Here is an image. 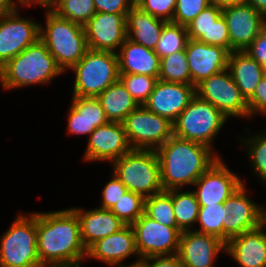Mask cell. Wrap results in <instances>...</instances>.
I'll return each instance as SVG.
<instances>
[{"instance_id": "obj_25", "label": "cell", "mask_w": 266, "mask_h": 267, "mask_svg": "<svg viewBox=\"0 0 266 267\" xmlns=\"http://www.w3.org/2000/svg\"><path fill=\"white\" fill-rule=\"evenodd\" d=\"M166 23L135 5L126 16L127 39L154 50Z\"/></svg>"}, {"instance_id": "obj_23", "label": "cell", "mask_w": 266, "mask_h": 267, "mask_svg": "<svg viewBox=\"0 0 266 267\" xmlns=\"http://www.w3.org/2000/svg\"><path fill=\"white\" fill-rule=\"evenodd\" d=\"M96 207V208H95ZM71 206L80 221L81 240L88 250L95 242L118 232L125 224L109 209Z\"/></svg>"}, {"instance_id": "obj_22", "label": "cell", "mask_w": 266, "mask_h": 267, "mask_svg": "<svg viewBox=\"0 0 266 267\" xmlns=\"http://www.w3.org/2000/svg\"><path fill=\"white\" fill-rule=\"evenodd\" d=\"M225 256L238 267H266V222L231 238Z\"/></svg>"}, {"instance_id": "obj_54", "label": "cell", "mask_w": 266, "mask_h": 267, "mask_svg": "<svg viewBox=\"0 0 266 267\" xmlns=\"http://www.w3.org/2000/svg\"><path fill=\"white\" fill-rule=\"evenodd\" d=\"M45 0H36V7H39Z\"/></svg>"}, {"instance_id": "obj_35", "label": "cell", "mask_w": 266, "mask_h": 267, "mask_svg": "<svg viewBox=\"0 0 266 267\" xmlns=\"http://www.w3.org/2000/svg\"><path fill=\"white\" fill-rule=\"evenodd\" d=\"M71 104L88 122V137L99 126L109 122L96 97H71Z\"/></svg>"}, {"instance_id": "obj_17", "label": "cell", "mask_w": 266, "mask_h": 267, "mask_svg": "<svg viewBox=\"0 0 266 267\" xmlns=\"http://www.w3.org/2000/svg\"><path fill=\"white\" fill-rule=\"evenodd\" d=\"M220 253L225 255L226 243L216 236L195 230L180 235L177 255L182 267H218Z\"/></svg>"}, {"instance_id": "obj_16", "label": "cell", "mask_w": 266, "mask_h": 267, "mask_svg": "<svg viewBox=\"0 0 266 267\" xmlns=\"http://www.w3.org/2000/svg\"><path fill=\"white\" fill-rule=\"evenodd\" d=\"M132 257L136 258L135 261H130L127 264L126 260L129 261ZM88 260L101 262L107 267H122L141 263L132 225H125L118 232L95 242L87 250L86 262Z\"/></svg>"}, {"instance_id": "obj_15", "label": "cell", "mask_w": 266, "mask_h": 267, "mask_svg": "<svg viewBox=\"0 0 266 267\" xmlns=\"http://www.w3.org/2000/svg\"><path fill=\"white\" fill-rule=\"evenodd\" d=\"M85 150L82 155L83 163H106L128 153L132 148L122 122H108L97 127L86 139Z\"/></svg>"}, {"instance_id": "obj_14", "label": "cell", "mask_w": 266, "mask_h": 267, "mask_svg": "<svg viewBox=\"0 0 266 267\" xmlns=\"http://www.w3.org/2000/svg\"><path fill=\"white\" fill-rule=\"evenodd\" d=\"M136 249L141 258L176 254L183 232L179 227H169L148 217L145 213L133 224Z\"/></svg>"}, {"instance_id": "obj_50", "label": "cell", "mask_w": 266, "mask_h": 267, "mask_svg": "<svg viewBox=\"0 0 266 267\" xmlns=\"http://www.w3.org/2000/svg\"><path fill=\"white\" fill-rule=\"evenodd\" d=\"M210 5L217 6L220 8H225L234 4H239L244 2V0H208Z\"/></svg>"}, {"instance_id": "obj_32", "label": "cell", "mask_w": 266, "mask_h": 267, "mask_svg": "<svg viewBox=\"0 0 266 267\" xmlns=\"http://www.w3.org/2000/svg\"><path fill=\"white\" fill-rule=\"evenodd\" d=\"M227 208L224 203L200 206L197 223L193 230L216 236L223 241V223Z\"/></svg>"}, {"instance_id": "obj_7", "label": "cell", "mask_w": 266, "mask_h": 267, "mask_svg": "<svg viewBox=\"0 0 266 267\" xmlns=\"http://www.w3.org/2000/svg\"><path fill=\"white\" fill-rule=\"evenodd\" d=\"M229 120L210 102L195 95L173 122V135L205 144L222 157L214 144Z\"/></svg>"}, {"instance_id": "obj_52", "label": "cell", "mask_w": 266, "mask_h": 267, "mask_svg": "<svg viewBox=\"0 0 266 267\" xmlns=\"http://www.w3.org/2000/svg\"><path fill=\"white\" fill-rule=\"evenodd\" d=\"M20 4H27L30 5L31 7L35 6L36 7V0H17Z\"/></svg>"}, {"instance_id": "obj_11", "label": "cell", "mask_w": 266, "mask_h": 267, "mask_svg": "<svg viewBox=\"0 0 266 267\" xmlns=\"http://www.w3.org/2000/svg\"><path fill=\"white\" fill-rule=\"evenodd\" d=\"M132 149L156 150L173 136V122L138 106L122 122Z\"/></svg>"}, {"instance_id": "obj_10", "label": "cell", "mask_w": 266, "mask_h": 267, "mask_svg": "<svg viewBox=\"0 0 266 267\" xmlns=\"http://www.w3.org/2000/svg\"><path fill=\"white\" fill-rule=\"evenodd\" d=\"M202 100L210 102L230 120L249 122V109L246 99L232 79L228 69L211 75L195 87Z\"/></svg>"}, {"instance_id": "obj_26", "label": "cell", "mask_w": 266, "mask_h": 267, "mask_svg": "<svg viewBox=\"0 0 266 267\" xmlns=\"http://www.w3.org/2000/svg\"><path fill=\"white\" fill-rule=\"evenodd\" d=\"M227 69L246 101L263 78L264 69L246 51L229 54Z\"/></svg>"}, {"instance_id": "obj_20", "label": "cell", "mask_w": 266, "mask_h": 267, "mask_svg": "<svg viewBox=\"0 0 266 267\" xmlns=\"http://www.w3.org/2000/svg\"><path fill=\"white\" fill-rule=\"evenodd\" d=\"M229 54L223 47L188 39L185 55L188 61L192 85L196 87L211 75L227 69Z\"/></svg>"}, {"instance_id": "obj_37", "label": "cell", "mask_w": 266, "mask_h": 267, "mask_svg": "<svg viewBox=\"0 0 266 267\" xmlns=\"http://www.w3.org/2000/svg\"><path fill=\"white\" fill-rule=\"evenodd\" d=\"M222 15V8L209 5L202 10L187 26L188 39L208 44L209 28Z\"/></svg>"}, {"instance_id": "obj_46", "label": "cell", "mask_w": 266, "mask_h": 267, "mask_svg": "<svg viewBox=\"0 0 266 267\" xmlns=\"http://www.w3.org/2000/svg\"><path fill=\"white\" fill-rule=\"evenodd\" d=\"M255 59L266 71V27L256 36L244 50Z\"/></svg>"}, {"instance_id": "obj_44", "label": "cell", "mask_w": 266, "mask_h": 267, "mask_svg": "<svg viewBox=\"0 0 266 267\" xmlns=\"http://www.w3.org/2000/svg\"><path fill=\"white\" fill-rule=\"evenodd\" d=\"M208 44L225 48L230 53V38L225 18L221 15L209 28Z\"/></svg>"}, {"instance_id": "obj_6", "label": "cell", "mask_w": 266, "mask_h": 267, "mask_svg": "<svg viewBox=\"0 0 266 267\" xmlns=\"http://www.w3.org/2000/svg\"><path fill=\"white\" fill-rule=\"evenodd\" d=\"M73 73L71 97H97L119 80L118 55L111 51L88 49L67 73Z\"/></svg>"}, {"instance_id": "obj_3", "label": "cell", "mask_w": 266, "mask_h": 267, "mask_svg": "<svg viewBox=\"0 0 266 267\" xmlns=\"http://www.w3.org/2000/svg\"><path fill=\"white\" fill-rule=\"evenodd\" d=\"M66 75L57 65L45 43L39 38L0 68V85L4 91L27 87L50 86L52 81Z\"/></svg>"}, {"instance_id": "obj_48", "label": "cell", "mask_w": 266, "mask_h": 267, "mask_svg": "<svg viewBox=\"0 0 266 267\" xmlns=\"http://www.w3.org/2000/svg\"><path fill=\"white\" fill-rule=\"evenodd\" d=\"M19 4L17 0H0V17L11 13Z\"/></svg>"}, {"instance_id": "obj_4", "label": "cell", "mask_w": 266, "mask_h": 267, "mask_svg": "<svg viewBox=\"0 0 266 267\" xmlns=\"http://www.w3.org/2000/svg\"><path fill=\"white\" fill-rule=\"evenodd\" d=\"M43 13L45 22L40 23V39L66 74L89 49L85 28L52 10L43 9Z\"/></svg>"}, {"instance_id": "obj_31", "label": "cell", "mask_w": 266, "mask_h": 267, "mask_svg": "<svg viewBox=\"0 0 266 267\" xmlns=\"http://www.w3.org/2000/svg\"><path fill=\"white\" fill-rule=\"evenodd\" d=\"M144 213L163 225L178 227L173 211L172 190H164L145 198Z\"/></svg>"}, {"instance_id": "obj_36", "label": "cell", "mask_w": 266, "mask_h": 267, "mask_svg": "<svg viewBox=\"0 0 266 267\" xmlns=\"http://www.w3.org/2000/svg\"><path fill=\"white\" fill-rule=\"evenodd\" d=\"M144 208L145 198L132 191H127L111 208V211L125 225H132L141 215L144 214Z\"/></svg>"}, {"instance_id": "obj_49", "label": "cell", "mask_w": 266, "mask_h": 267, "mask_svg": "<svg viewBox=\"0 0 266 267\" xmlns=\"http://www.w3.org/2000/svg\"><path fill=\"white\" fill-rule=\"evenodd\" d=\"M266 18V0H244Z\"/></svg>"}, {"instance_id": "obj_2", "label": "cell", "mask_w": 266, "mask_h": 267, "mask_svg": "<svg viewBox=\"0 0 266 267\" xmlns=\"http://www.w3.org/2000/svg\"><path fill=\"white\" fill-rule=\"evenodd\" d=\"M155 151L159 159L161 182L165 191L191 188L220 158L209 146L175 135Z\"/></svg>"}, {"instance_id": "obj_33", "label": "cell", "mask_w": 266, "mask_h": 267, "mask_svg": "<svg viewBox=\"0 0 266 267\" xmlns=\"http://www.w3.org/2000/svg\"><path fill=\"white\" fill-rule=\"evenodd\" d=\"M187 41L188 34L185 26L167 22L163 27L154 51L162 58L172 53L185 50Z\"/></svg>"}, {"instance_id": "obj_21", "label": "cell", "mask_w": 266, "mask_h": 267, "mask_svg": "<svg viewBox=\"0 0 266 267\" xmlns=\"http://www.w3.org/2000/svg\"><path fill=\"white\" fill-rule=\"evenodd\" d=\"M196 95L193 85L159 80L144 106L174 122Z\"/></svg>"}, {"instance_id": "obj_9", "label": "cell", "mask_w": 266, "mask_h": 267, "mask_svg": "<svg viewBox=\"0 0 266 267\" xmlns=\"http://www.w3.org/2000/svg\"><path fill=\"white\" fill-rule=\"evenodd\" d=\"M30 8L19 4L11 13L0 17V68L40 38V20L21 14Z\"/></svg>"}, {"instance_id": "obj_1", "label": "cell", "mask_w": 266, "mask_h": 267, "mask_svg": "<svg viewBox=\"0 0 266 267\" xmlns=\"http://www.w3.org/2000/svg\"><path fill=\"white\" fill-rule=\"evenodd\" d=\"M37 254L42 267H82L87 249L71 208L37 211Z\"/></svg>"}, {"instance_id": "obj_12", "label": "cell", "mask_w": 266, "mask_h": 267, "mask_svg": "<svg viewBox=\"0 0 266 267\" xmlns=\"http://www.w3.org/2000/svg\"><path fill=\"white\" fill-rule=\"evenodd\" d=\"M252 190L242 184L225 202L227 208L223 223V242L244 232L253 230L266 222V203L252 199ZM250 194V195H249Z\"/></svg>"}, {"instance_id": "obj_28", "label": "cell", "mask_w": 266, "mask_h": 267, "mask_svg": "<svg viewBox=\"0 0 266 267\" xmlns=\"http://www.w3.org/2000/svg\"><path fill=\"white\" fill-rule=\"evenodd\" d=\"M96 98L110 122H123L139 106L120 80L110 85Z\"/></svg>"}, {"instance_id": "obj_24", "label": "cell", "mask_w": 266, "mask_h": 267, "mask_svg": "<svg viewBox=\"0 0 266 267\" xmlns=\"http://www.w3.org/2000/svg\"><path fill=\"white\" fill-rule=\"evenodd\" d=\"M117 55L119 74H143L158 79L160 57L154 50L126 39Z\"/></svg>"}, {"instance_id": "obj_19", "label": "cell", "mask_w": 266, "mask_h": 267, "mask_svg": "<svg viewBox=\"0 0 266 267\" xmlns=\"http://www.w3.org/2000/svg\"><path fill=\"white\" fill-rule=\"evenodd\" d=\"M126 16L96 12L84 26L88 48L117 53L127 39Z\"/></svg>"}, {"instance_id": "obj_5", "label": "cell", "mask_w": 266, "mask_h": 267, "mask_svg": "<svg viewBox=\"0 0 266 267\" xmlns=\"http://www.w3.org/2000/svg\"><path fill=\"white\" fill-rule=\"evenodd\" d=\"M0 267H42L37 254V211L20 210L0 235Z\"/></svg>"}, {"instance_id": "obj_43", "label": "cell", "mask_w": 266, "mask_h": 267, "mask_svg": "<svg viewBox=\"0 0 266 267\" xmlns=\"http://www.w3.org/2000/svg\"><path fill=\"white\" fill-rule=\"evenodd\" d=\"M65 119L67 120L66 131L68 136H78L88 138V122L83 114H79L77 110L70 104L67 108Z\"/></svg>"}, {"instance_id": "obj_40", "label": "cell", "mask_w": 266, "mask_h": 267, "mask_svg": "<svg viewBox=\"0 0 266 267\" xmlns=\"http://www.w3.org/2000/svg\"><path fill=\"white\" fill-rule=\"evenodd\" d=\"M127 191L122 181L111 172L108 181L102 186L101 201L97 207L111 210Z\"/></svg>"}, {"instance_id": "obj_42", "label": "cell", "mask_w": 266, "mask_h": 267, "mask_svg": "<svg viewBox=\"0 0 266 267\" xmlns=\"http://www.w3.org/2000/svg\"><path fill=\"white\" fill-rule=\"evenodd\" d=\"M249 109V121L257 116L266 119V71L263 78L255 88L253 95L247 100Z\"/></svg>"}, {"instance_id": "obj_18", "label": "cell", "mask_w": 266, "mask_h": 267, "mask_svg": "<svg viewBox=\"0 0 266 267\" xmlns=\"http://www.w3.org/2000/svg\"><path fill=\"white\" fill-rule=\"evenodd\" d=\"M222 15L228 27L230 53L244 51L266 27V18L246 2L223 8Z\"/></svg>"}, {"instance_id": "obj_13", "label": "cell", "mask_w": 266, "mask_h": 267, "mask_svg": "<svg viewBox=\"0 0 266 267\" xmlns=\"http://www.w3.org/2000/svg\"><path fill=\"white\" fill-rule=\"evenodd\" d=\"M224 159L220 157L191 187L199 206L224 203L242 184L248 183V177L238 175Z\"/></svg>"}, {"instance_id": "obj_8", "label": "cell", "mask_w": 266, "mask_h": 267, "mask_svg": "<svg viewBox=\"0 0 266 267\" xmlns=\"http://www.w3.org/2000/svg\"><path fill=\"white\" fill-rule=\"evenodd\" d=\"M110 165L112 173L122 181L128 191L144 198L164 191L155 150L131 149Z\"/></svg>"}, {"instance_id": "obj_41", "label": "cell", "mask_w": 266, "mask_h": 267, "mask_svg": "<svg viewBox=\"0 0 266 267\" xmlns=\"http://www.w3.org/2000/svg\"><path fill=\"white\" fill-rule=\"evenodd\" d=\"M135 5L153 17L172 22L176 0H135Z\"/></svg>"}, {"instance_id": "obj_29", "label": "cell", "mask_w": 266, "mask_h": 267, "mask_svg": "<svg viewBox=\"0 0 266 267\" xmlns=\"http://www.w3.org/2000/svg\"><path fill=\"white\" fill-rule=\"evenodd\" d=\"M172 204L177 226L182 231L193 230L200 206L192 189H173Z\"/></svg>"}, {"instance_id": "obj_39", "label": "cell", "mask_w": 266, "mask_h": 267, "mask_svg": "<svg viewBox=\"0 0 266 267\" xmlns=\"http://www.w3.org/2000/svg\"><path fill=\"white\" fill-rule=\"evenodd\" d=\"M208 0H176L172 23L187 26L202 10L209 6Z\"/></svg>"}, {"instance_id": "obj_53", "label": "cell", "mask_w": 266, "mask_h": 267, "mask_svg": "<svg viewBox=\"0 0 266 267\" xmlns=\"http://www.w3.org/2000/svg\"><path fill=\"white\" fill-rule=\"evenodd\" d=\"M122 267H145L142 263H138L135 265H128V266H122Z\"/></svg>"}, {"instance_id": "obj_30", "label": "cell", "mask_w": 266, "mask_h": 267, "mask_svg": "<svg viewBox=\"0 0 266 267\" xmlns=\"http://www.w3.org/2000/svg\"><path fill=\"white\" fill-rule=\"evenodd\" d=\"M159 80L192 85L185 50L160 58Z\"/></svg>"}, {"instance_id": "obj_47", "label": "cell", "mask_w": 266, "mask_h": 267, "mask_svg": "<svg viewBox=\"0 0 266 267\" xmlns=\"http://www.w3.org/2000/svg\"><path fill=\"white\" fill-rule=\"evenodd\" d=\"M145 267H182L179 256L176 254L152 256L141 261Z\"/></svg>"}, {"instance_id": "obj_34", "label": "cell", "mask_w": 266, "mask_h": 267, "mask_svg": "<svg viewBox=\"0 0 266 267\" xmlns=\"http://www.w3.org/2000/svg\"><path fill=\"white\" fill-rule=\"evenodd\" d=\"M52 11L84 27L96 13V8L93 0H63Z\"/></svg>"}, {"instance_id": "obj_51", "label": "cell", "mask_w": 266, "mask_h": 267, "mask_svg": "<svg viewBox=\"0 0 266 267\" xmlns=\"http://www.w3.org/2000/svg\"><path fill=\"white\" fill-rule=\"evenodd\" d=\"M63 0H45L40 6V9L53 10Z\"/></svg>"}, {"instance_id": "obj_27", "label": "cell", "mask_w": 266, "mask_h": 267, "mask_svg": "<svg viewBox=\"0 0 266 267\" xmlns=\"http://www.w3.org/2000/svg\"><path fill=\"white\" fill-rule=\"evenodd\" d=\"M243 130L244 133H239L237 136V142L239 141L240 144L238 147L245 152V158L248 157L247 162L252 171V177H255L259 187L262 185L266 188V126L253 132V128L251 129L249 125Z\"/></svg>"}, {"instance_id": "obj_45", "label": "cell", "mask_w": 266, "mask_h": 267, "mask_svg": "<svg viewBox=\"0 0 266 267\" xmlns=\"http://www.w3.org/2000/svg\"><path fill=\"white\" fill-rule=\"evenodd\" d=\"M96 12L127 14L134 6L135 0H93Z\"/></svg>"}, {"instance_id": "obj_38", "label": "cell", "mask_w": 266, "mask_h": 267, "mask_svg": "<svg viewBox=\"0 0 266 267\" xmlns=\"http://www.w3.org/2000/svg\"><path fill=\"white\" fill-rule=\"evenodd\" d=\"M119 80L139 106L147 102L158 81L156 77L143 74H119Z\"/></svg>"}]
</instances>
